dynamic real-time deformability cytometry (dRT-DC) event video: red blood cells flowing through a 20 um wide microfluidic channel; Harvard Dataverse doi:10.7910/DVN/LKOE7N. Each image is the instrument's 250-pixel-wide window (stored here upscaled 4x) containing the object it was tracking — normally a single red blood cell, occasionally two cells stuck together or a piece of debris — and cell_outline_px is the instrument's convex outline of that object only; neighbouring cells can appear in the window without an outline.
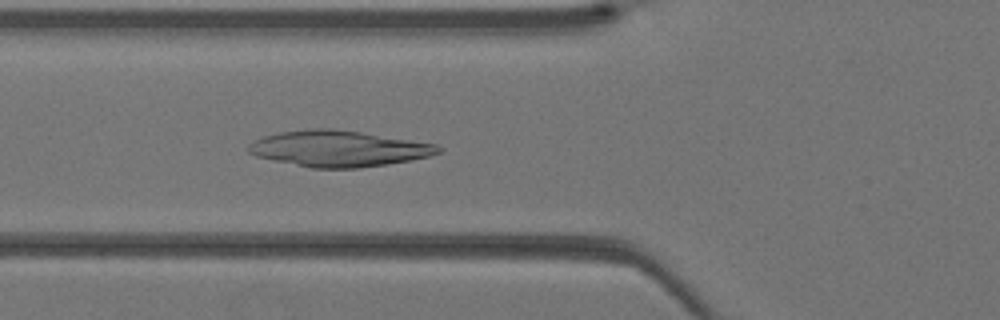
{"species": "Egyptian fruit bat (a non-hibernating species)", "species_latin": "Rousettus aegyptiacus", "temperature_condition": "warm", "stored_images_in_passage": 30, "camera_frame_rate_fps": 3000, "um_per_image_px": 0.085, "animal": {"sex": "female"}, "frame": {"image": 1, "passage_image": 5, "time_ms": 1.333, "image_size_px": [1000, 320], "cell_outline_px": [[444, 148], [440, 152], [428, 156], [408, 160], [384, 164], [356, 168], [312, 168], [256, 156], [248, 152], [248, 144], [252, 140], [264, 136], [280, 132], [312, 128], [332, 128], [360, 132], [436, 144]], "centroid_in_image_um": [28.74, 12.62], "position_along_channel_um": 97.1, "area_um2": 39.42}}
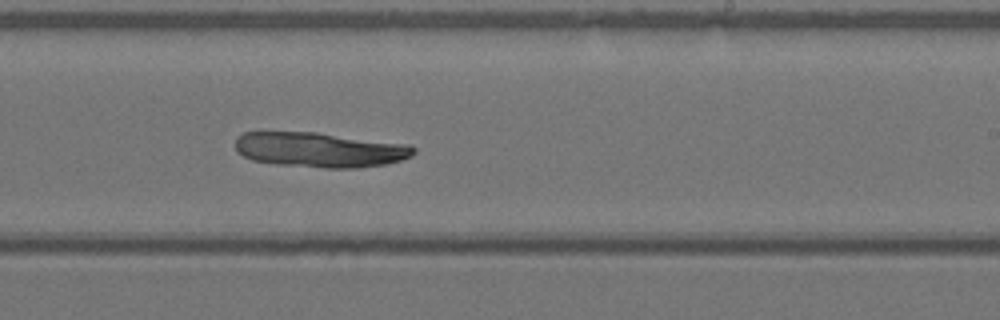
{"frame": {"image": 2, "passage_image": 15, "time_ms": 4.667, "image_size_px": [1000, 320], "cell_outline_px": [[416, 152], [412, 156], [400, 160], [384, 164], [360, 168], [324, 168], [280, 164], [252, 160], [236, 152], [236, 136], [244, 132], [316, 132], [408, 144], [416, 148]], "centroid_in_image_um": [27.19, 12.73], "position_along_channel_um": 261.8, "area_um2": 36.36}}
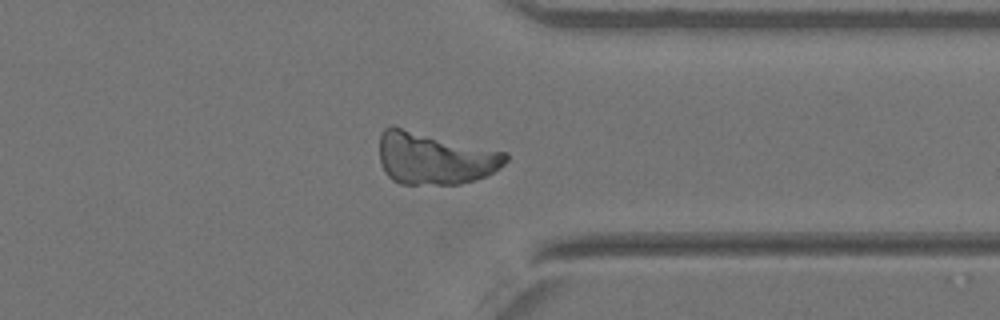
{"frame": {"image": 3, "passage_image": 22, "time_ms": 7.0, "image_size_px": [1000, 320], "cell_outline_px": [[508, 160], [500, 168], [484, 176], [460, 184], [400, 184], [392, 180], [384, 172], [380, 164], [380, 136], [384, 128], [392, 124], [508, 152]], "centroid_in_image_um": [36.92, 13.42], "position_along_channel_um": 374.5, "area_um2": 39.13}}